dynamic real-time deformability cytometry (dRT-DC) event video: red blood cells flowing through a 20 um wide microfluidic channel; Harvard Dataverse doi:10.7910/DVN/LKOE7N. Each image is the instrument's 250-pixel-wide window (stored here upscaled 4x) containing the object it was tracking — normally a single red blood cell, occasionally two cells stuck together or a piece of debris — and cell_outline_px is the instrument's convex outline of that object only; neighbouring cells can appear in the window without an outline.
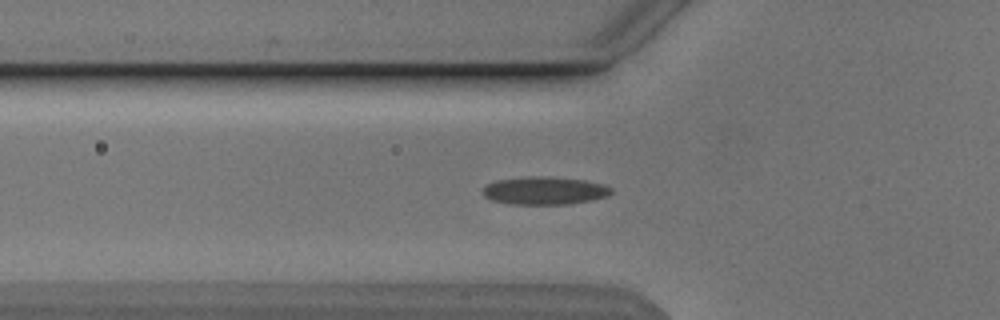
{"species": "Egyptian fruit bat (a non-hibernating species)", "species_latin": "Rousettus aegyptiacus", "temperature_condition": "cold", "stored_images_in_passage": 33, "camera_frame_rate_fps": 3000, "um_per_image_px": 0.085, "animal": {"sex": "male"}, "frame": {"image": 1, "passage_image": 7, "time_ms": 2.0, "image_size_px": [1000, 320], "cell_outline_px": [[612, 192], [608, 196], [592, 200], [568, 204], [512, 204], [492, 200], [484, 196], [480, 192], [488, 184], [496, 180], [524, 176], [552, 176], [584, 180], [604, 184], [612, 188]], "centroid_in_image_um": [46.29, 16.19], "position_along_channel_um": 79.5, "area_um2": 21.1}}
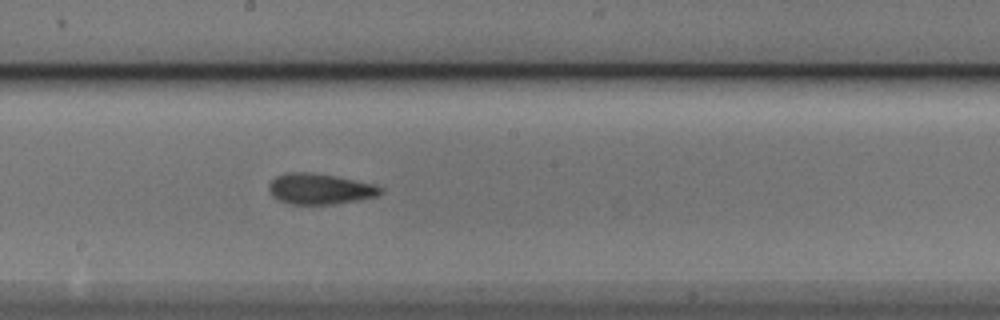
{"frame": {"image": 2, "passage_image": 18, "time_ms": 5.667, "image_size_px": [1000, 320], "cell_outline_px": [[384, 192], [376, 196], [360, 200], [332, 204], [288, 204], [276, 200], [272, 196], [268, 188], [268, 184], [276, 176], [288, 172], [308, 172], [336, 176], [372, 184], [384, 188]], "centroid_in_image_um": [27.16, 16.06], "position_along_channel_um": 221.0, "area_um2": 20.11}}
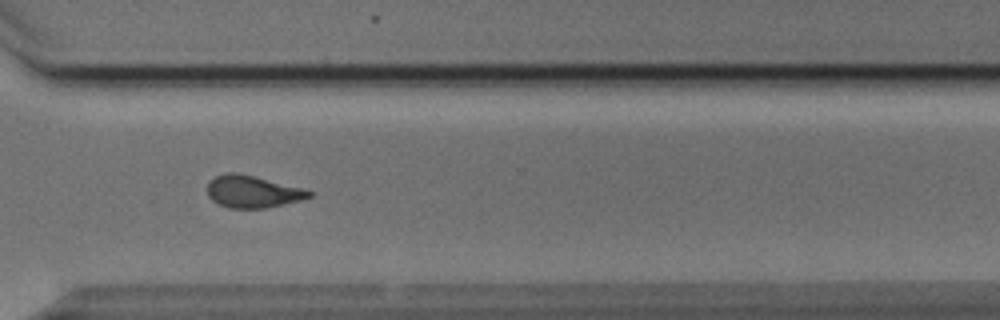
{"frame": {"image": 3, "passage_image": 28, "time_ms": 9.0, "image_size_px": [1000, 320], "cell_outline_px": [[312, 196], [300, 200], [264, 208], [228, 208], [212, 200], [208, 196], [208, 180], [224, 172], [236, 172], [300, 188], [312, 192]], "centroid_in_image_um": [21.4, 16.29], "position_along_channel_um": 349.2, "area_um2": 18.67}, "authors_computed_cell_mechanics": {"area_um2": 19.7676, "velocity_mm_per_s": 3.8523, "shape_relaxation_time_tau1_ms": null, "shape_relaxation_time_tau2_ms": 2.0775, "deformation_change_tau1": null, "deformation_change_tau2": 0.0963}}